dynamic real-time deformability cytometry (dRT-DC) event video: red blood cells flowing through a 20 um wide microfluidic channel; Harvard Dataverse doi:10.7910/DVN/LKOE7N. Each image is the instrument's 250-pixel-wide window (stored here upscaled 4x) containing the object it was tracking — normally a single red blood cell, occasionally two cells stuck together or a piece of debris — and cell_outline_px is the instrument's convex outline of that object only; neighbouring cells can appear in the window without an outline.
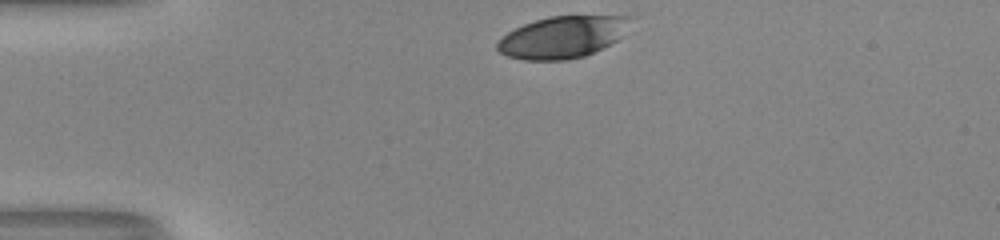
{"species": "human", "species_latin": "Homo sapiens", "temperature_condition": "room temperature", "stored_images_in_passage": 31, "camera_frame_rate_fps": 3000, "um_per_image_px": 0.085, "donor": {"sex": "male"}, "frame": {"image": 1, "passage_image": 1, "time_ms": 0.0, "image_size_px": [1000, 240], "cell_outline_px": [[632, 16], [620, 36], [616, 40], [584, 56], [564, 60], [524, 60], [508, 56], [500, 52], [496, 48], [496, 44], [508, 32], [524, 24], [548, 16]], "centroid_in_image_um": [47.75, 3.15], "position_along_channel_um": 37.3, "area_um2": 31.73}}
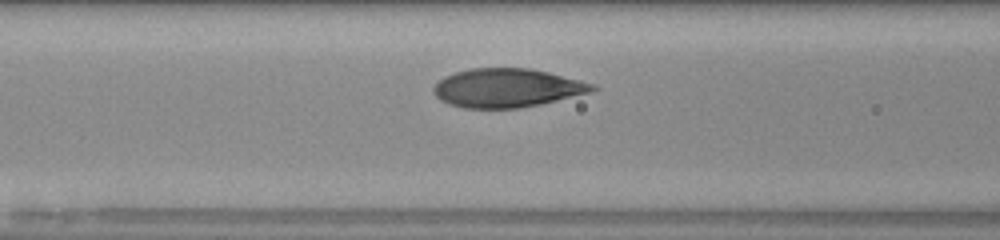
{"frame": {"image": 2, "passage_image": 11, "time_ms": 3.333, "image_size_px": [1000, 240], "cell_outline_px": [[600, 88], [588, 92], [540, 104], [520, 108], [464, 108], [448, 104], [440, 100], [432, 92], [432, 88], [444, 76], [456, 72], [472, 68], [528, 68], [548, 72], [596, 84]], "centroid_in_image_um": [43.07, 7.47], "position_along_channel_um": 123.5, "area_um2": 35.72}}
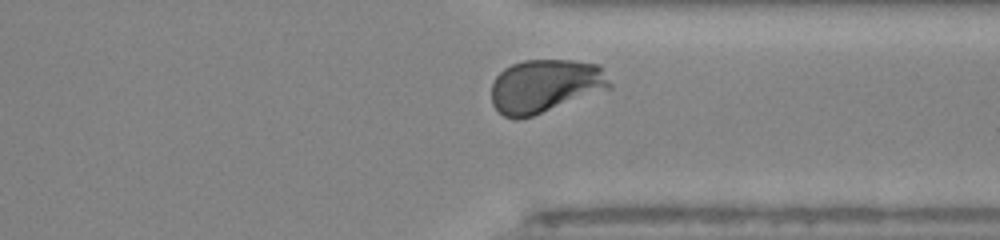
{"frame": {"image": 3, "passage_image": 29, "time_ms": 9.333, "image_size_px": [1000, 240], "cell_outline_px": [[612, 88], [532, 116], [516, 120], [504, 116], [492, 104], [492, 84], [496, 76], [504, 68], [512, 64], [524, 60], [572, 60], [600, 64], [612, 84]], "centroid_in_image_um": [46.35, 7.3], "position_along_channel_um": 365.0, "area_um2": 36.93}, "authors_computed_cell_mechanics": {"area_um2": 36.0672, "velocity_mm_per_s": 4.0219, "shape_relaxation_time_tau1_ms": 3.2698, "shape_relaxation_time_tau2_ms": null, "deformation_change_tau1": 0.1626, "deformation_change_tau2": null}}